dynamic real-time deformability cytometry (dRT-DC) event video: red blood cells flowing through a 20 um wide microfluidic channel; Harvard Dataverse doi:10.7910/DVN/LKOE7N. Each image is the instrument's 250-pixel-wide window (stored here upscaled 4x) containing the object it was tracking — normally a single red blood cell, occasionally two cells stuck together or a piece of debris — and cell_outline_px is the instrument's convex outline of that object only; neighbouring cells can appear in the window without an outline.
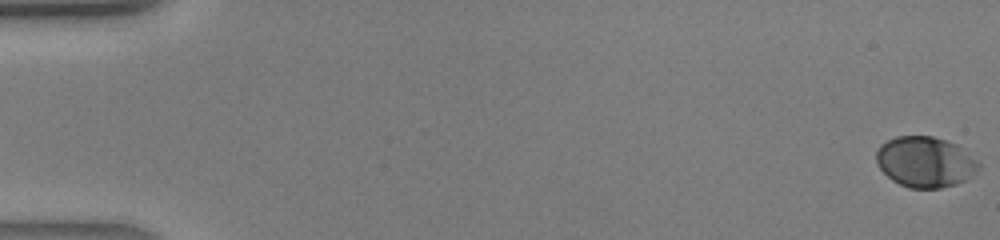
{"species": "human", "species_latin": "Homo sapiens", "temperature_condition": "warm", "stored_images_in_passage": 43, "camera_frame_rate_fps": 3000, "um_per_image_px": 0.085, "donor": {"sex": "male"}, "frame": {"image": 1, "passage_image": 1, "time_ms": 0.0, "image_size_px": [1000, 240], "cell_outline_px": [[980, 168], [972, 176], [956, 184], [940, 188], [908, 188], [892, 180], [880, 168], [876, 160], [876, 152], [880, 144], [896, 136], [932, 136], [956, 144], [976, 160], [980, 164]], "centroid_in_image_um": [78.63, 13.77], "position_along_channel_um": 6.4, "area_um2": 30.06}}
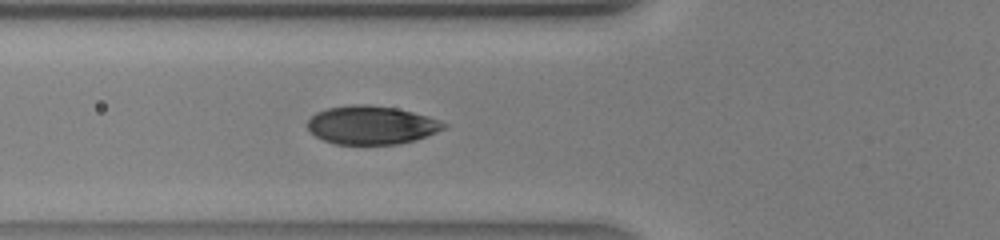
{"frame": {"image": 2, "passage_image": 17, "time_ms": 5.333, "image_size_px": [1000, 240], "cell_outline_px": [[448, 128], [416, 140], [400, 144], [336, 144], [324, 140], [316, 136], [308, 128], [308, 120], [316, 112], [328, 108], [352, 104], [368, 104], [396, 108], [428, 116], [440, 120], [448, 124]], "centroid_in_image_um": [31.62, 10.63], "position_along_channel_um": 94.2, "area_um2": 30.63}}
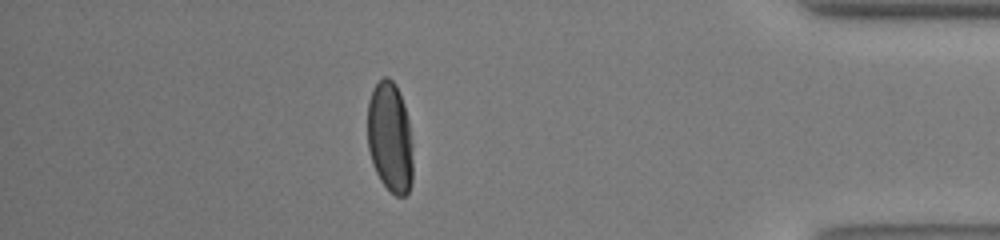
{"frame": {"image": 3, "passage_image": 38, "time_ms": 12.333, "image_size_px": [1000, 240], "cell_outline_px": [[412, 180], [408, 192], [404, 196], [396, 196], [380, 180], [372, 164], [368, 148], [368, 100], [372, 88], [384, 76], [388, 76], [396, 84], [404, 104], [408, 120], [412, 144]], "centroid_in_image_um": [33.14, 11.66], "position_along_channel_um": 402.1, "area_um2": 29.36}}